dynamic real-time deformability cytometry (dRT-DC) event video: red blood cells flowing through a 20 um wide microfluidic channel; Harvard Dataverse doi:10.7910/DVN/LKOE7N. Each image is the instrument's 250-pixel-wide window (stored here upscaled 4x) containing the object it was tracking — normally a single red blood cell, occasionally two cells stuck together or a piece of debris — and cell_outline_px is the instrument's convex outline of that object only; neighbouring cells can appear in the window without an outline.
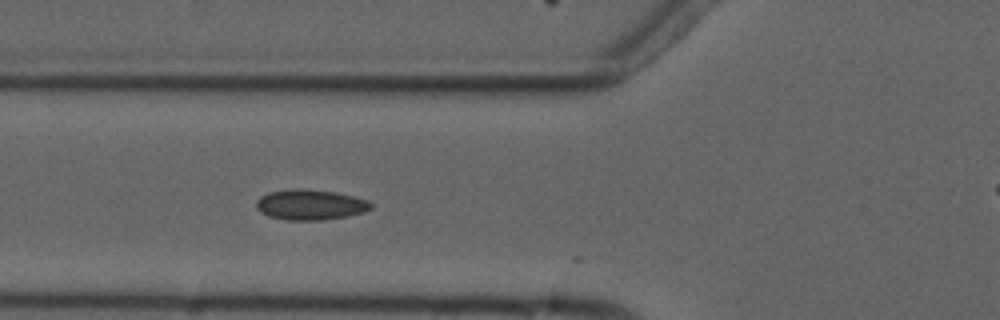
{"species": "common noctule bat (a hibernating species)", "species_latin": "Nyctalus noctula", "temperature_condition": "cold", "stored_images_in_passage": 7, "segment_of_instrument_passage": [1, 2], "camera_frame_rate_fps": 3000, "um_per_image_px": 0.085, "animal": {"sex": "male", "forearm_length_mm": 52.5}, "frame": {"image": 1, "passage_image": 6, "time_ms": 5.667, "image_size_px": [1000, 320], "cell_outline_px": [[372, 208], [364, 212], [348, 216], [324, 220], [284, 220], [268, 216], [260, 212], [256, 208], [256, 200], [260, 196], [268, 192], [292, 188], [304, 188], [336, 192], [368, 200], [372, 204]], "centroid_in_image_um": [26.35, 17.39], "position_along_channel_um": 99.5, "area_um2": 20.63}}